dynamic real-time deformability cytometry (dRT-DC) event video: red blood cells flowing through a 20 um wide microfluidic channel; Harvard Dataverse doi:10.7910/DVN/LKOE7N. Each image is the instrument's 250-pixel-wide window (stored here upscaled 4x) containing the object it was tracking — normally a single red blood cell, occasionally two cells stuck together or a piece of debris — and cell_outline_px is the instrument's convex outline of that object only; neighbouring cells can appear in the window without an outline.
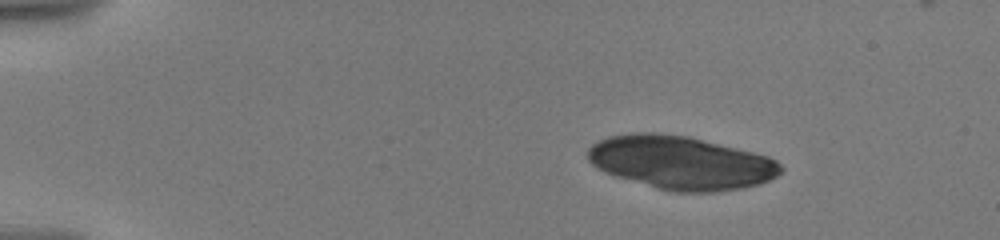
{"species": "human", "species_latin": "Homo sapiens", "temperature_condition": "warm", "stored_images_in_passage": 4, "camera_frame_rate_fps": 3000, "um_per_image_px": 0.085, "donor": {"sex": "male"}, "frame": {"image": 1, "passage_image": 1, "time_ms": 0.0, "image_size_px": [1000, 240], "cell_outline_px": [[784, 168], [776, 176], [768, 180], [744, 188], [716, 192], [676, 192], [612, 176], [596, 168], [588, 160], [588, 148], [592, 144], [608, 136], [632, 132], [656, 132], [688, 136], [768, 156], [776, 160]], "centroid_in_image_um": [57.84, 13.82], "position_along_channel_um": 27.2, "area_um2": 60.0}}